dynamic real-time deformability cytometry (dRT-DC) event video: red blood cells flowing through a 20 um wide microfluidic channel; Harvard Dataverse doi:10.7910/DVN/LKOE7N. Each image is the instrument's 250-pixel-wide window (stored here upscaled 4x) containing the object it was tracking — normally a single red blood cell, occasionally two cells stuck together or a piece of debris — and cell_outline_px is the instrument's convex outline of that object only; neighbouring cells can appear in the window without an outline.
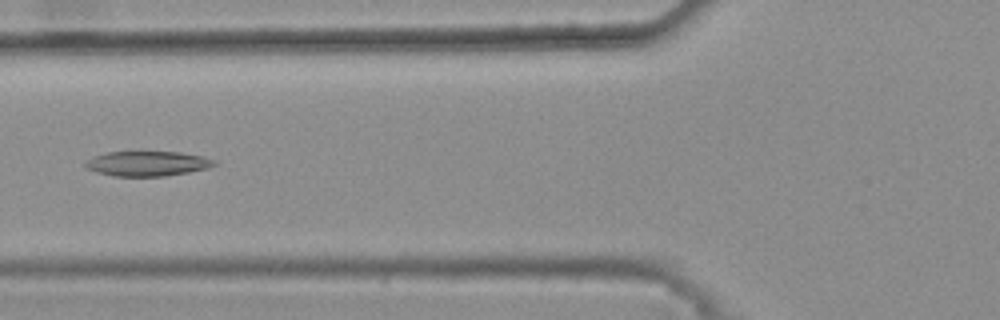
{"species": "common noctule bat (a hibernating species)", "species_latin": "Nyctalus noctula", "temperature_condition": "warm", "stored_images_in_passage": 45, "camera_frame_rate_fps": 3000, "um_per_image_px": 0.085, "animal": {"sex": "female", "body_mass_g": 25.1}, "frame": {"image": 1, "passage_image": 20, "time_ms": 6.333, "image_size_px": [1000, 320], "cell_outline_px": [[216, 164], [208, 168], [188, 172], [164, 176], [112, 176], [96, 172], [88, 168], [84, 164], [88, 160], [104, 152], [180, 152], [204, 156], [216, 160]], "centroid_in_image_um": [12.56, 13.9], "position_along_channel_um": 113.2, "area_um2": 18.61}}
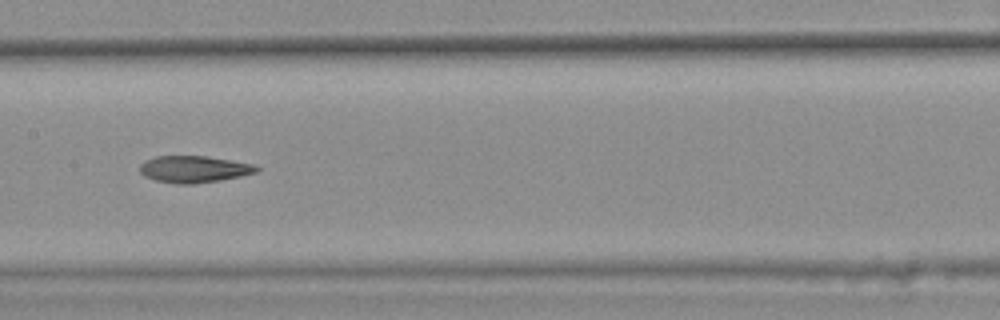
{"frame": {"image": 2, "passage_image": 26, "time_ms": 8.333, "image_size_px": [1000, 320], "cell_outline_px": [[260, 168], [256, 172], [240, 176], [220, 180], [192, 184], [180, 184], [156, 180], [144, 176], [140, 172], [140, 164], [144, 160], [156, 156], [204, 156], [232, 160], [252, 164]], "centroid_in_image_um": [16.46, 14.37], "position_along_channel_um": 190.9, "area_um2": 18.09}}
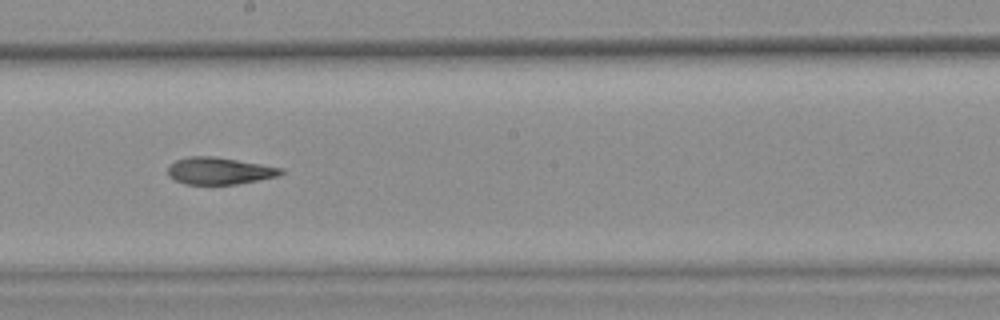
{"frame": {"image": 3, "passage_image": 29, "time_ms": 9.333, "image_size_px": [1000, 320], "cell_outline_px": [[284, 172], [276, 176], [236, 184], [184, 184], [168, 176], [168, 168], [176, 160], [188, 156], [212, 156], [284, 168]], "centroid_in_image_um": [18.62, 14.52], "position_along_channel_um": 229.6, "area_um2": 17.51}, "authors_computed_cell_mechanics": {"area_um2": 18.6694, "velocity_mm_per_s": 3.8806, "shape_relaxation_time_tau1_ms": null, "shape_relaxation_time_tau2_ms": 5.1977, "deformation_change_tau1": null, "deformation_change_tau2": 0.1429}}